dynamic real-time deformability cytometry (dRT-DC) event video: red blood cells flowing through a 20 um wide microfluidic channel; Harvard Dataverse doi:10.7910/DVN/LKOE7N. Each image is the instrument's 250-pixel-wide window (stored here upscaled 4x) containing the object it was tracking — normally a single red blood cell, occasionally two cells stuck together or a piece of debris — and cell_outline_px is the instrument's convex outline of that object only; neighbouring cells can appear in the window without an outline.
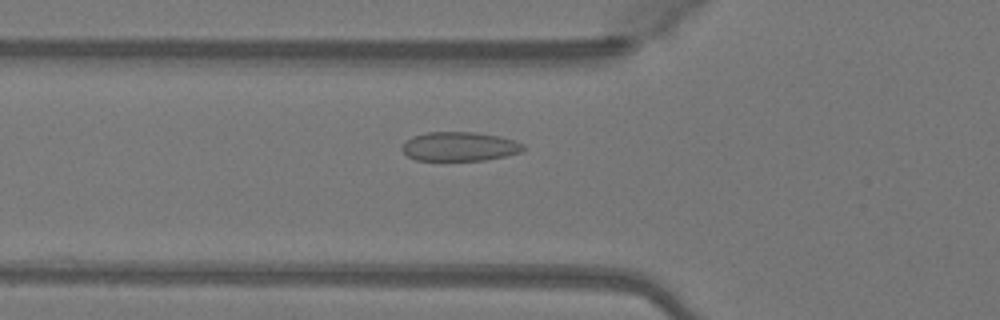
{"species": "Egyptian fruit bat (a non-hibernating species)", "species_latin": "Rousettus aegyptiacus", "temperature_condition": "warm", "stored_images_in_passage": 49, "camera_frame_rate_fps": 3000, "um_per_image_px": 0.085, "animal": {"sex": "female"}, "frame": {"image": 1, "passage_image": 18, "time_ms": 5.667, "image_size_px": [1000, 320], "cell_outline_px": [[524, 148], [520, 152], [504, 156], [484, 160], [416, 160], [408, 156], [400, 148], [412, 136], [428, 132], [476, 132], [500, 136], [516, 140], [524, 144]], "centroid_in_image_um": [39.08, 12.44], "position_along_channel_um": 86.7, "area_um2": 20.52}}
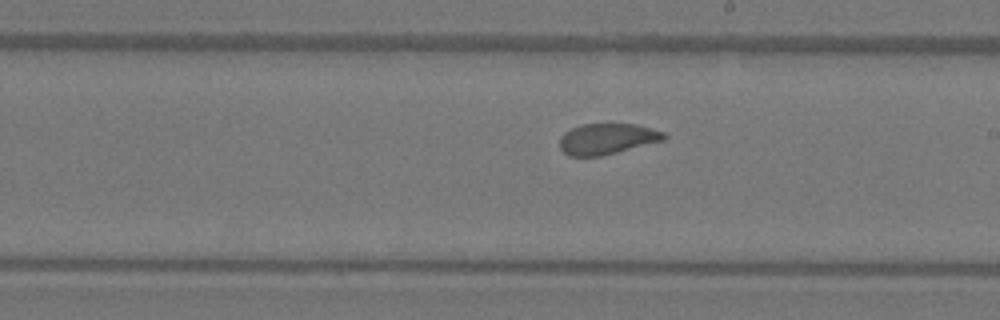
{"frame": {"image": 2, "passage_image": 29, "time_ms": 9.333, "image_size_px": [1000, 320], "cell_outline_px": [[668, 136], [664, 140], [600, 156], [568, 156], [560, 148], [560, 140], [564, 132], [572, 128], [584, 124], [636, 124], [664, 132]], "centroid_in_image_um": [51.6, 11.8], "position_along_channel_um": 237.4, "area_um2": 18.55}}
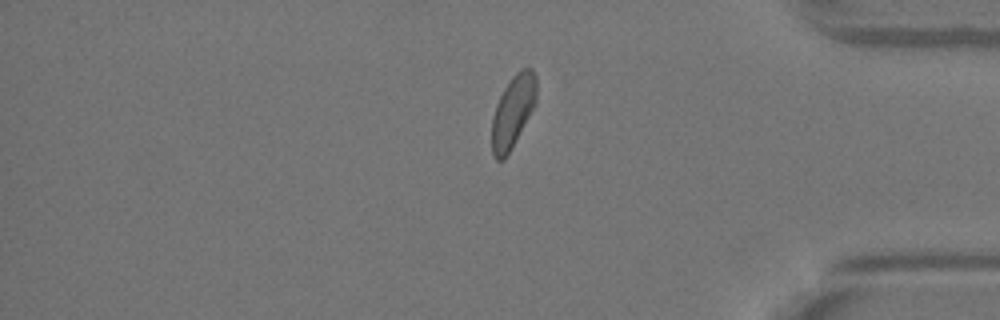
{"frame": {"image": 3, "passage_image": 42, "time_ms": 13.667, "image_size_px": [1000, 320], "cell_outline_px": [[536, 104], [504, 160], [496, 160], [492, 152], [492, 116], [496, 104], [504, 88], [512, 76], [516, 72], [524, 68], [532, 68], [536, 76]], "centroid_in_image_um": [43.59, 9.45], "position_along_channel_um": 391.6, "area_um2": 18.61}}